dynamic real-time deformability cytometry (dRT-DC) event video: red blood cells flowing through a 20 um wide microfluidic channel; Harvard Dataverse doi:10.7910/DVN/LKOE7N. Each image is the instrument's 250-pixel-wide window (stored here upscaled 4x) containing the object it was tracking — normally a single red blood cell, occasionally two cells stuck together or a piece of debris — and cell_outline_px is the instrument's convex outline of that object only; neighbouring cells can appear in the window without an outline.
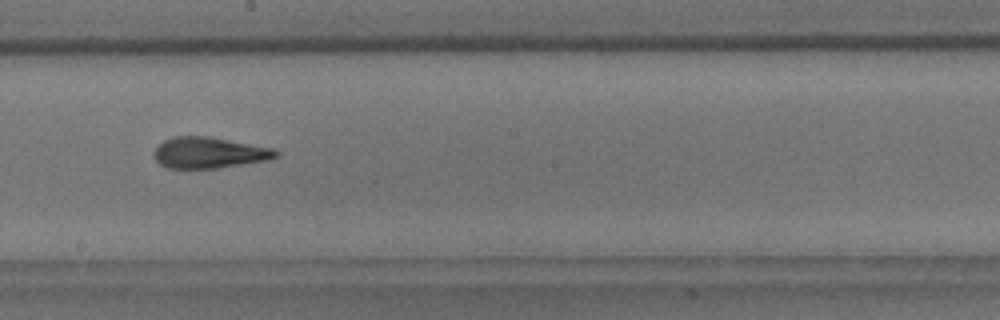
{"species": "common noctule bat (a hibernating species)", "species_latin": "Nyctalus noctula", "temperature_condition": "room temperature", "stored_images_in_passage": 14, "camera_frame_rate_fps": 3000, "um_per_image_px": 0.085, "animal": {"sex": "male", "body_mass_g": 18.8}, "frame": {"image": 1, "passage_image": 8, "time_ms": 8.667, "image_size_px": [1000, 320], "cell_outline_px": [[280, 152], [276, 156], [268, 160], [216, 168], [168, 168], [160, 164], [156, 160], [152, 152], [156, 144], [172, 136], [208, 136], [272, 148]], "centroid_in_image_um": [17.71, 12.97], "position_along_channel_um": 230.5, "area_um2": 22.08}}
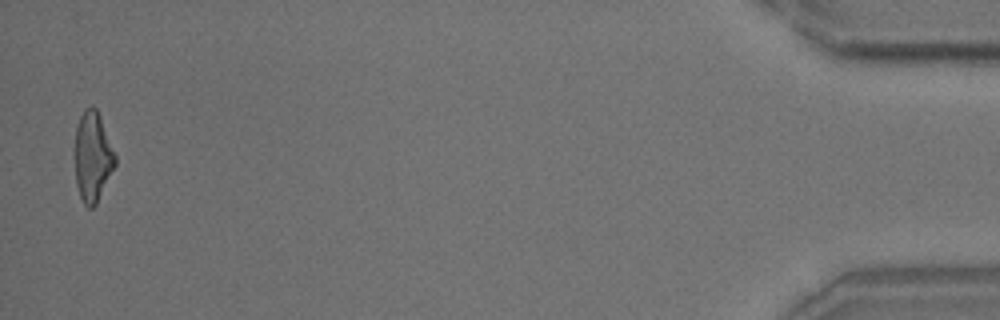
{"frame": {"image": 2, "passage_image": 14, "time_ms": 16.333, "image_size_px": [1000, 320], "cell_outline_px": [[116, 164], [96, 204], [92, 208], [88, 208], [84, 204], [80, 196], [76, 184], [76, 128], [80, 116], [84, 108], [92, 104], [96, 108], [100, 116], [116, 156]], "centroid_in_image_um": [7.88, 13.3], "position_along_channel_um": 427.3, "area_um2": 20.87}, "authors_computed_cell_mechanics": {"area_um2": 21.964, "velocity_mm_per_s": 3.7387, "shape_relaxation_time_tau1_ms": 5.6829, "shape_relaxation_time_tau2_ms": 2.268, "deformation_change_tau1": 0.1699, "deformation_change_tau2": 0.1015}}